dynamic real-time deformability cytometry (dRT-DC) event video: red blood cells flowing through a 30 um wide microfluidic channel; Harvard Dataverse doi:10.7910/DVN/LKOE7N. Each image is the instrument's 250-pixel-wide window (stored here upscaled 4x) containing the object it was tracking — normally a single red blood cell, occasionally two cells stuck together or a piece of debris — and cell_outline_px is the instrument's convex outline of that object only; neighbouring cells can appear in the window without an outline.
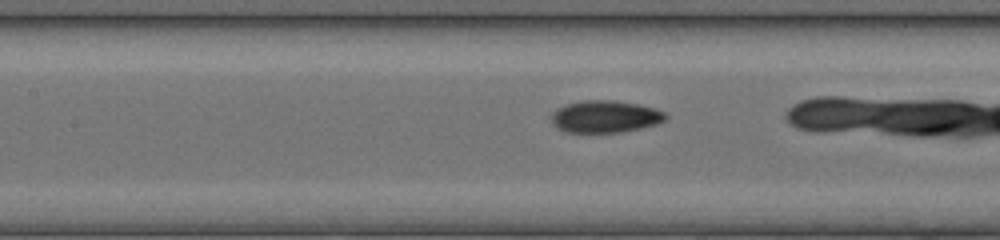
{"species": "common noctule bat (a hibernating species)", "species_latin": "Nyctalus noctula", "temperature_condition": "cold", "stored_images_in_passage": 18, "camera_frame_rate_fps": 3000, "um_per_image_px": 0.085, "animal": {"sex": "female", "body_mass_g": 17.0, "forearm_length_mm": 48.0}, "frame": {"image": 1, "passage_image": 8, "time_ms": 2.333, "image_size_px": [1000, 240], "cell_outline_px": [[668, 116], [664, 120], [656, 124], [640, 128], [620, 132], [564, 132], [556, 128], [552, 124], [548, 116], [556, 108], [568, 104], [584, 100], [612, 100], [640, 104], [656, 108], [664, 112]], "centroid_in_image_um": [51.39, 9.9], "position_along_channel_um": 156.0, "area_um2": 21.62}}
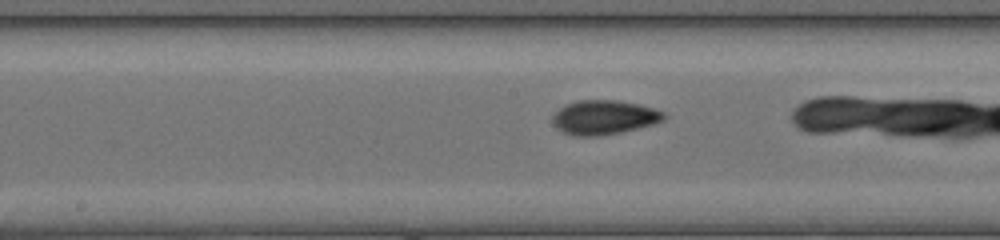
{"frame": {"image": 2, "passage_image": 11, "time_ms": 3.333, "image_size_px": [1000, 240], "cell_outline_px": [[664, 120], [652, 124], [620, 132], [600, 136], [572, 136], [556, 128], [552, 124], [552, 116], [560, 108], [568, 104], [580, 100], [616, 100], [640, 104], [664, 112]], "centroid_in_image_um": [51.31, 9.98], "position_along_channel_um": 196.9, "area_um2": 22.08}}